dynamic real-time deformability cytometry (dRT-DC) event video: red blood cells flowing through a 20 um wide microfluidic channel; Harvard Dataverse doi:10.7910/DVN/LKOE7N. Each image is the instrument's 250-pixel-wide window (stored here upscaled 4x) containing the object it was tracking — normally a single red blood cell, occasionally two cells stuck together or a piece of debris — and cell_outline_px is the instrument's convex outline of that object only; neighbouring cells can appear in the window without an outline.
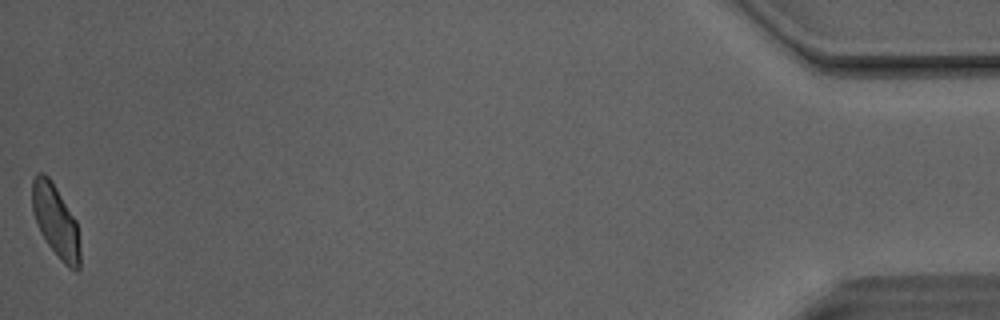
{"species": "Egyptian fruit bat (a non-hibernating species)", "species_latin": "Rousettus aegyptiacus", "temperature_condition": "room temperature", "stored_images_in_passage": 38, "camera_frame_rate_fps": 3000, "um_per_image_px": 0.085, "animal": {"sex": "male"}, "frame": {"image": 1, "passage_image": 38, "time_ms": 12.333, "image_size_px": [1000, 320], "cell_outline_px": [[80, 268], [76, 272], [68, 268], [60, 260], [48, 244], [40, 232], [32, 208], [32, 180], [36, 172], [44, 172], [52, 180], [76, 220], [80, 248]], "centroid_in_image_um": [4.74, 18.78], "position_along_channel_um": 430.5, "area_um2": 20.35}, "authors_computed_cell_mechanics": {"area_um2": 20.8369, "velocity_mm_per_s": 4.1012, "shape_relaxation_time_tau1_ms": 6.7616, "shape_relaxation_time_tau2_ms": 0.8943, "deformation_change_tau1": 0.1476, "deformation_change_tau2": 0.0611}}